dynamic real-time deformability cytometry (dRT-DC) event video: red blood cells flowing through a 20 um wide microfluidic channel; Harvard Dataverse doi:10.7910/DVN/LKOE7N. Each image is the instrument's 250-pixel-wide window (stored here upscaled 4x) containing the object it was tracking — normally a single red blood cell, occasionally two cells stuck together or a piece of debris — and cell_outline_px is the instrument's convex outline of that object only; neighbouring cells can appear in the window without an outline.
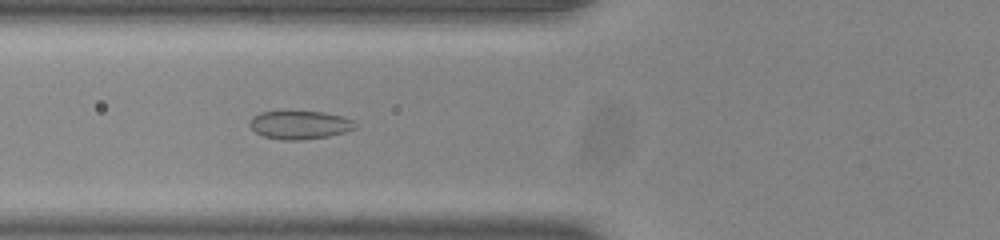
{"species": "common noctule bat (a hibernating species)", "species_latin": "Nyctalus noctula", "temperature_condition": "room temperature", "stored_images_in_passage": 38, "segment_of_instrument_passage": [1, 2], "camera_frame_rate_fps": 3000, "um_per_image_px": 0.085, "animal": {"sex": "male", "body_mass_g": 20.0, "forearm_length_mm": 53.3}, "frame": {"image": 1, "passage_image": 5, "time_ms": 1.333, "image_size_px": [1000, 240], "cell_outline_px": [[356, 128], [344, 132], [328, 136], [300, 140], [284, 140], [264, 136], [256, 132], [248, 124], [252, 116], [260, 112], [324, 112], [344, 116], [352, 120], [356, 124]], "centroid_in_image_um": [25.48, 10.61], "position_along_channel_um": 100.3, "area_um2": 17.28}}
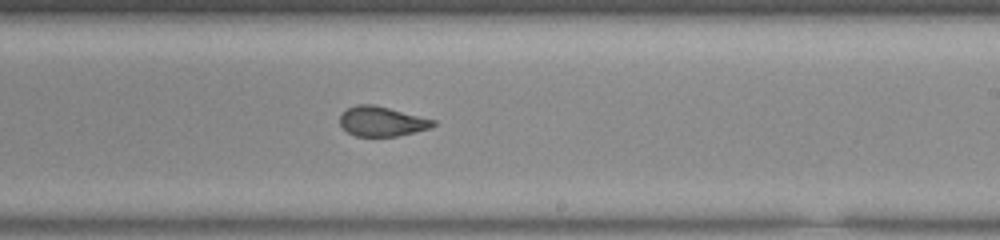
{"frame": {"image": 2, "passage_image": 17, "time_ms": 5.333, "image_size_px": [1000, 240], "cell_outline_px": [[436, 124], [428, 128], [396, 136], [356, 136], [348, 132], [340, 124], [340, 112], [356, 104], [372, 104], [436, 120]], "centroid_in_image_um": [32.41, 10.31], "position_along_channel_um": 256.6, "area_um2": 15.95}}
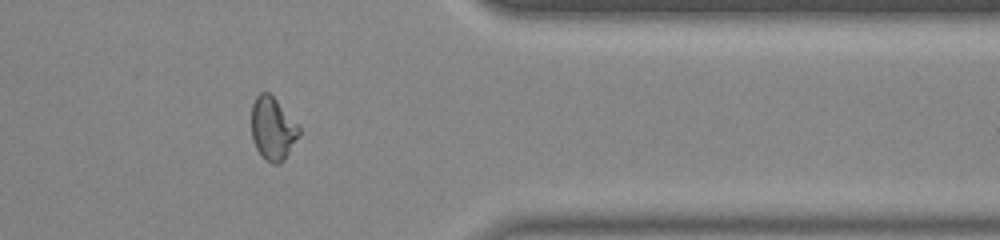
{"frame": {"image": 3, "passage_image": 28, "time_ms": 9.0, "image_size_px": [1000, 240], "cell_outline_px": [[300, 136], [284, 160], [280, 164], [272, 164], [256, 148], [252, 136], [252, 104], [256, 96], [260, 92], [268, 92], [300, 124]], "centroid_in_image_um": [23.22, 10.92], "position_along_channel_um": 388.2, "area_um2": 17.51}}